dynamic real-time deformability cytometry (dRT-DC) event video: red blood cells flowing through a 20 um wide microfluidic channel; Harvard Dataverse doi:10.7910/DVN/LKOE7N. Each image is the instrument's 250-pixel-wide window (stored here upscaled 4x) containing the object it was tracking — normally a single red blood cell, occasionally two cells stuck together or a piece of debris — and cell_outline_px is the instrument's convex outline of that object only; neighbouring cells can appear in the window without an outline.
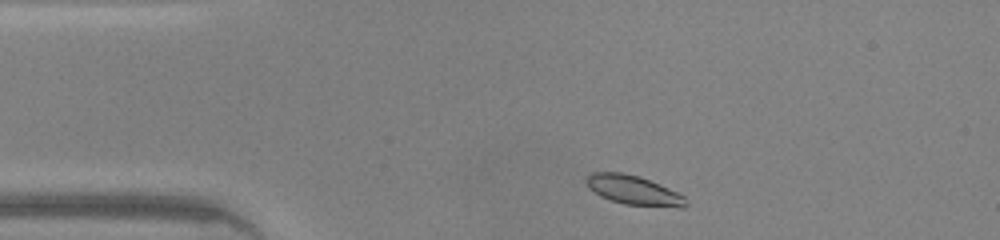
{"species": "common noctule bat (a hibernating species)", "species_latin": "Nyctalus noctula", "temperature_condition": "warm", "stored_images_in_passage": 40, "camera_frame_rate_fps": 3000, "um_per_image_px": 0.085, "animal": {"sex": "male", "body_mass_g": 20.0, "forearm_length_mm": 53.3}, "frame": {"image": 1, "passage_image": 2, "time_ms": 0.333, "image_size_px": [1000, 240], "cell_outline_px": [[688, 204], [684, 208], [680, 208], [624, 204], [600, 196], [588, 188], [584, 180], [592, 172], [620, 172], [640, 176], [660, 184], [684, 196]], "centroid_in_image_um": [53.85, 16.17], "position_along_channel_um": 31.1, "area_um2": 17.11}}
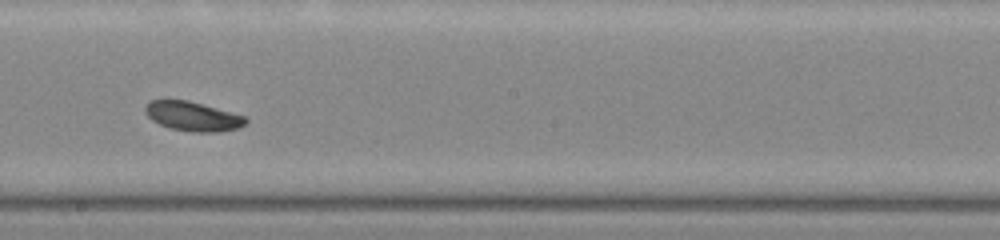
{"frame": {"image": 2, "passage_image": 19, "time_ms": 6.0, "image_size_px": [1000, 240], "cell_outline_px": [[248, 120], [240, 128], [216, 132], [192, 132], [172, 128], [160, 124], [152, 120], [144, 112], [144, 108], [152, 100], [188, 100], [244, 116]], "centroid_in_image_um": [16.38, 9.89], "position_along_channel_um": 231.8, "area_um2": 16.94}}
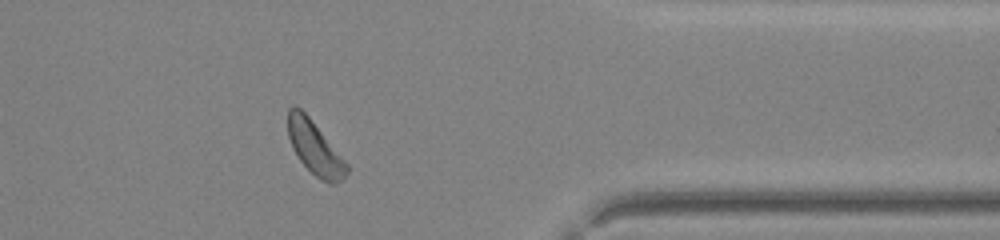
{"frame": {"image": 3, "passage_image": 31, "time_ms": 10.0, "image_size_px": [1000, 240], "cell_outline_px": [[348, 172], [336, 184], [328, 184], [320, 180], [300, 160], [292, 148], [288, 136], [288, 108], [292, 104], [300, 108], [308, 116], [348, 164]], "centroid_in_image_um": [26.75, 12.57], "position_along_channel_um": 384.7, "area_um2": 18.03}, "authors_computed_cell_mechanics": {"area_um2": 17.5423, "velocity_mm_per_s": 4.2995, "shape_relaxation_time_tau1_ms": 1.3922, "shape_relaxation_time_tau2_ms": null, "deformation_change_tau1": 0.0694, "deformation_change_tau2": null}}